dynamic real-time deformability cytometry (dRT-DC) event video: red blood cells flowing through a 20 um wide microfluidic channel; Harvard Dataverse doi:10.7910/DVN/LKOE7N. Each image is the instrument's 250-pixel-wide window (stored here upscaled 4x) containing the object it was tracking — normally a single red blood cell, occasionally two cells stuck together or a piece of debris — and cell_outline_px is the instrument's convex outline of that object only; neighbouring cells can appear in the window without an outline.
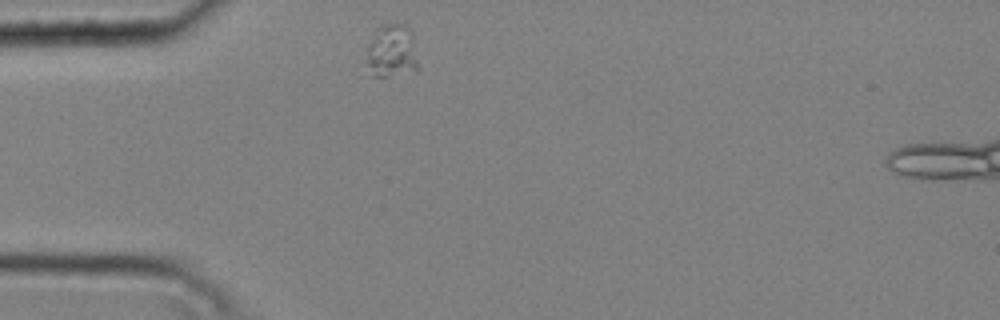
{"species": "common noctule bat (a hibernating species)", "species_latin": "Nyctalus noctula", "temperature_condition": "cold", "stored_images_in_passage": 31, "camera_frame_rate_fps": 3000, "um_per_image_px": 0.085, "animal": {"sex": "male", "body_mass_g": 20.4}, "frame": {"image": 1, "passage_image": 1, "time_ms": 0.0, "image_size_px": [1000, 320], "cell_outline_px": [[420, 68], [416, 72], [388, 76], [372, 76], [368, 64], [368, 44], [376, 28], [384, 24], [404, 24], [412, 32]], "centroid_in_image_um": [33.36, 4.36], "position_along_channel_um": 51.6, "area_um2": 16.24}}
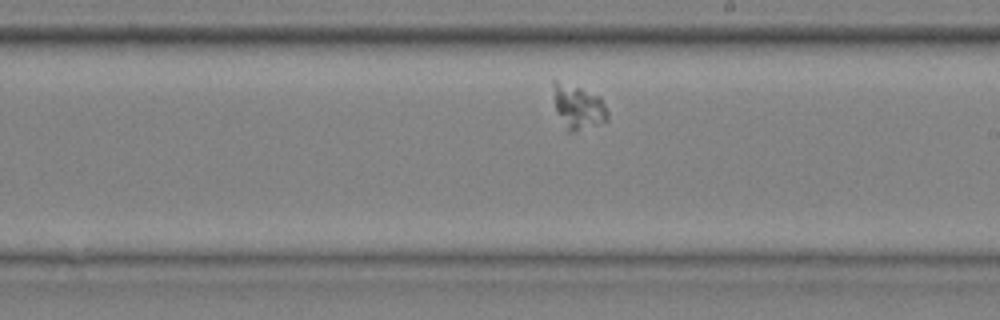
{"frame": {"image": 2, "passage_image": 18, "time_ms": 5.667, "image_size_px": [1000, 320], "cell_outline_px": [[608, 120], [576, 132], [568, 132], [556, 112], [552, 84], [552, 80], [556, 80], [580, 88], [600, 96], [608, 112]], "centroid_in_image_um": [49.13, 9.1], "position_along_channel_um": 239.9, "area_um2": 13.99}}
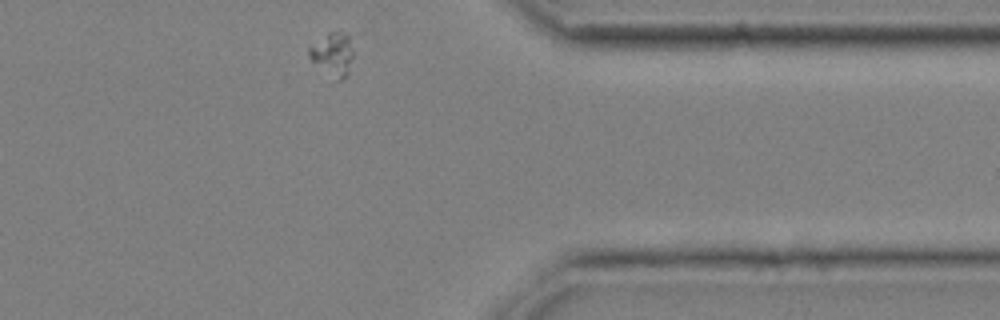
{"frame": {"image": 3, "passage_image": 31, "time_ms": 10.0, "image_size_px": [1000, 320], "cell_outline_px": [[352, 56], [348, 72], [340, 80], [336, 80], [312, 60], [308, 56], [308, 48], [328, 32], [340, 32], [348, 36], [352, 48]], "centroid_in_image_um": [28.27, 4.59], "position_along_channel_um": 383.1, "area_um2": 10.64}}